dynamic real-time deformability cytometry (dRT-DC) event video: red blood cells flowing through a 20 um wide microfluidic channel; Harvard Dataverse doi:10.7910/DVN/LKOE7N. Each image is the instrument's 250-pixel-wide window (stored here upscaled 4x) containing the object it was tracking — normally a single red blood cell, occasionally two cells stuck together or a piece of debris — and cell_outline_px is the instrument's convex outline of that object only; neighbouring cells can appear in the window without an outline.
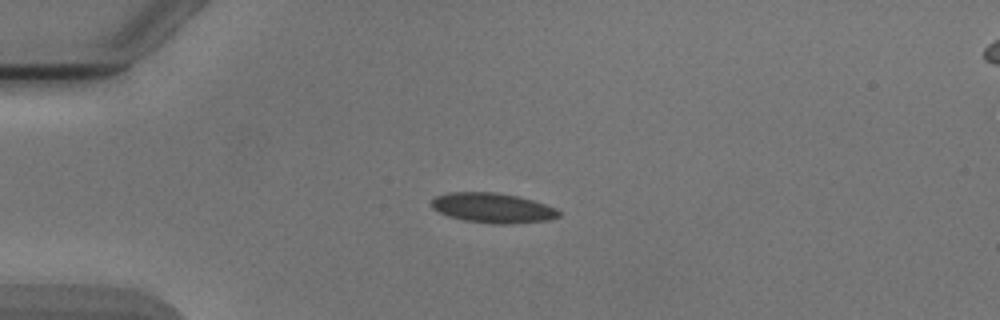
{"species": "Egyptian fruit bat (a non-hibernating species)", "species_latin": "Rousettus aegyptiacus", "temperature_condition": "cold", "stored_images_in_passage": 6, "camera_frame_rate_fps": 3000, "um_per_image_px": 0.085, "animal": {"sex": "male"}, "frame": {"image": 1, "passage_image": 3, "time_ms": 2.333, "image_size_px": [1000, 320], "cell_outline_px": [[560, 216], [548, 220], [516, 224], [492, 224], [464, 220], [448, 216], [432, 208], [432, 200], [436, 196], [448, 192], [496, 192], [516, 196], [532, 200], [556, 208], [560, 212]], "centroid_in_image_um": [41.89, 17.68], "position_along_channel_um": 43.1, "area_um2": 22.2}}
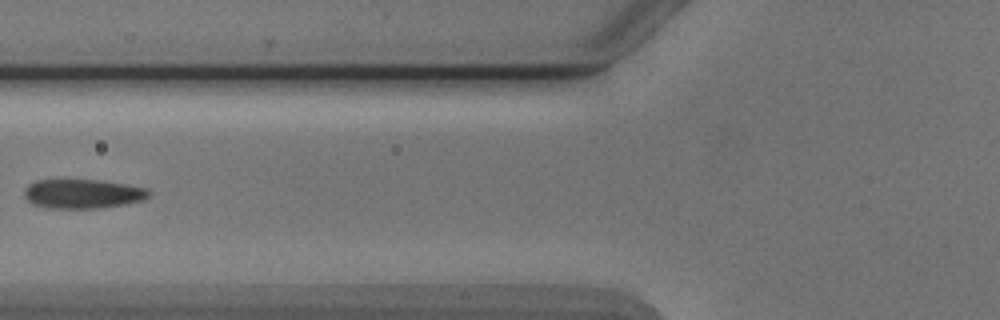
{"frame": {"image": 2, "passage_image": 5, "time_ms": 5.0, "image_size_px": [1000, 320], "cell_outline_px": [[152, 192], [144, 200], [124, 204], [100, 208], [48, 208], [32, 204], [24, 196], [24, 188], [28, 184], [36, 180], [100, 180], [128, 184], [148, 188]], "centroid_in_image_um": [7.04, 16.47], "position_along_channel_um": 118.8, "area_um2": 21.44}}
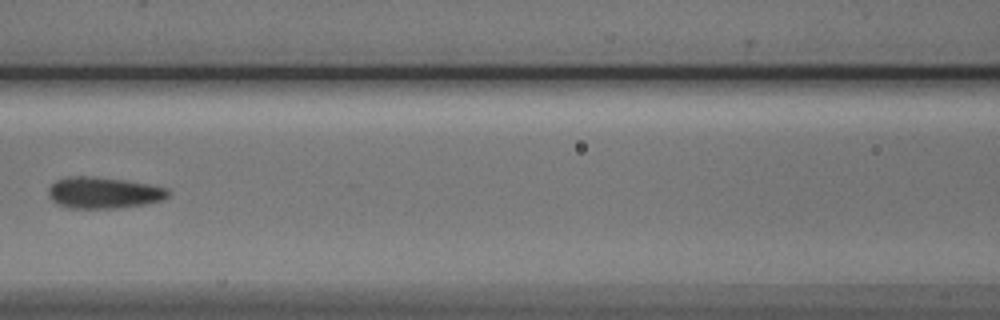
{"frame": {"image": 3, "passage_image": 6, "time_ms": 6.0, "image_size_px": [1000, 320], "cell_outline_px": [[168, 196], [160, 200], [144, 204], [116, 208], [68, 208], [56, 204], [48, 196], [48, 188], [56, 180], [68, 176], [84, 176], [124, 180], [148, 184], [168, 188]], "centroid_in_image_um": [8.75, 16.38], "position_along_channel_um": 157.9, "area_um2": 21.73}}